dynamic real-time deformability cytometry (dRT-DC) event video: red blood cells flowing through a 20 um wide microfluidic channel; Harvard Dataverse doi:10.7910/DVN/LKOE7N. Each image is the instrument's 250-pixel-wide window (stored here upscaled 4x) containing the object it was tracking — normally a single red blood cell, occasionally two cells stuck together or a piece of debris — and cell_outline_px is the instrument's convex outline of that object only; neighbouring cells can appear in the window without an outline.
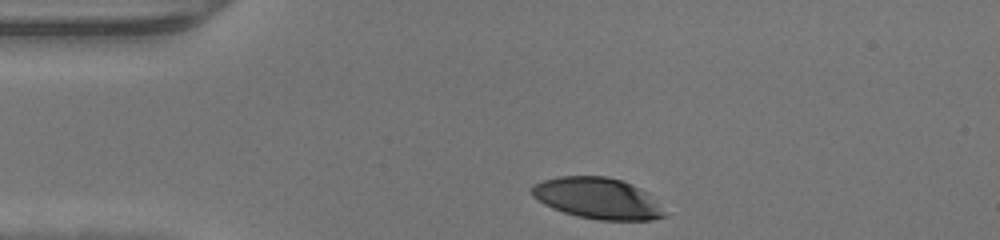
{"species": "human", "species_latin": "Homo sapiens", "temperature_condition": "warm", "stored_images_in_passage": 29, "camera_frame_rate_fps": 3000, "um_per_image_px": 0.085, "donor": {"sex": "male"}, "frame": {"image": 1, "passage_image": 1, "time_ms": 0.0, "image_size_px": [1000, 240], "cell_outline_px": [[668, 216], [652, 220], [600, 220], [576, 216], [552, 208], [544, 204], [532, 196], [532, 184], [544, 180], [560, 176], [608, 176], [632, 184], [648, 192]], "centroid_in_image_um": [50.8, 16.86], "position_along_channel_um": 34.2, "area_um2": 31.85}}
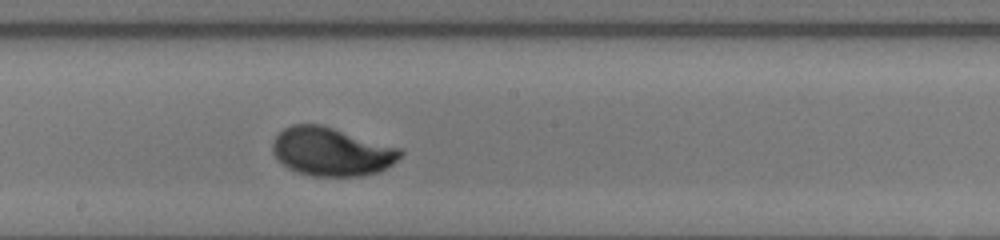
{"frame": {"image": 2, "passage_image": 17, "time_ms": 5.333, "image_size_px": [1000, 240], "cell_outline_px": [[404, 152], [392, 164], [380, 172], [364, 176], [312, 176], [296, 172], [288, 168], [272, 152], [272, 140], [284, 128], [292, 124], [320, 124], [400, 148]], "centroid_in_image_um": [28.17, 12.9], "position_along_channel_um": 220.0, "area_um2": 36.01}}
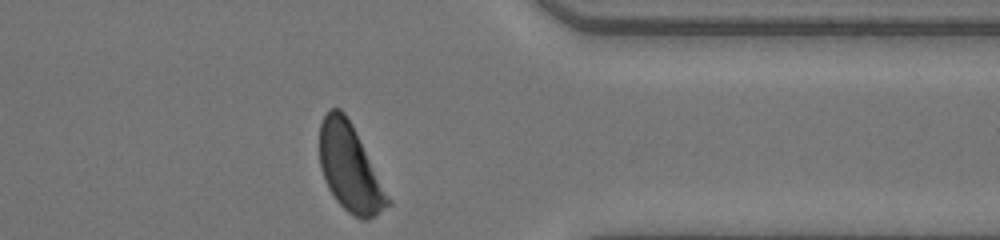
{"frame": {"image": 3, "passage_image": 29, "time_ms": 9.333, "image_size_px": [1000, 240], "cell_outline_px": [[392, 204], [376, 216], [368, 220], [360, 220], [348, 212], [336, 200], [328, 188], [324, 180], [320, 168], [320, 124], [328, 108], [340, 108], [344, 112], [392, 200]], "centroid_in_image_um": [29.74, 14.33], "position_along_channel_um": 381.7, "area_um2": 34.39}}